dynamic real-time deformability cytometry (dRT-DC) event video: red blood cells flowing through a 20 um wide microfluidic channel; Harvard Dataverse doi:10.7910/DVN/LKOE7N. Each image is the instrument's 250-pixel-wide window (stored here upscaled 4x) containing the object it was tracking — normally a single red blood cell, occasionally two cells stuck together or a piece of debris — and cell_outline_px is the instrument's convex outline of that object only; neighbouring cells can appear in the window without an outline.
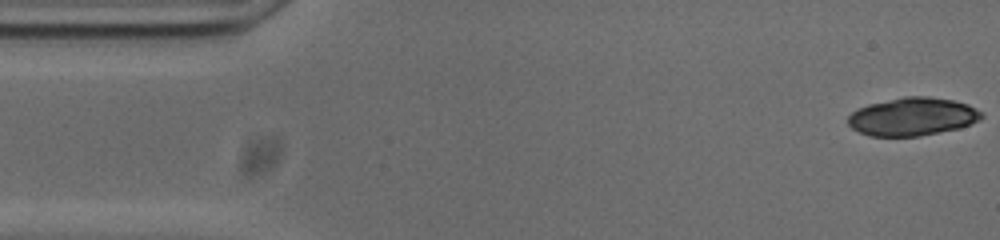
{"species": "common noctule bat (a hibernating species)", "species_latin": "Nyctalus noctula", "temperature_condition": "cold", "stored_images_in_passage": 52, "camera_frame_rate_fps": 3000, "um_per_image_px": 0.085, "animal": {"sex": "male", "body_mass_g": 20.0, "forearm_length_mm": 53.3}, "frame": {"image": 1, "passage_image": 1, "time_ms": 0.0, "image_size_px": [1000, 240], "cell_outline_px": [[984, 116], [980, 120], [972, 124], [960, 128], [920, 136], [868, 136], [852, 128], [848, 124], [848, 116], [852, 112], [868, 104], [908, 96], [924, 96], [952, 100], [968, 104], [980, 112]], "centroid_in_image_um": [77.57, 9.93], "position_along_channel_um": 7.4, "area_um2": 29.48}}
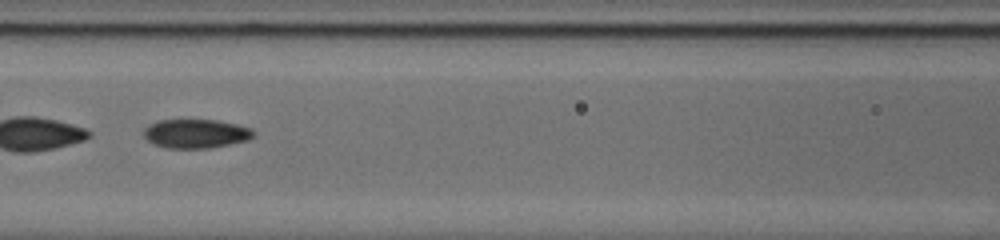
{"frame": {"image": 2, "passage_image": 22, "time_ms": 7.0, "image_size_px": [1000, 240], "cell_outline_px": [[256, 132], [248, 140], [208, 148], [164, 148], [152, 144], [144, 136], [144, 128], [148, 124], [160, 120], [216, 120], [236, 124], [252, 128]], "centroid_in_image_um": [16.62, 11.36], "position_along_channel_um": 150.0, "area_um2": 18.55}, "authors_computed_cell_mechanics": {"area_um2": 19.5075, "velocity_mm_per_s": 3.7423, "shape_relaxation_time_tau1_ms": 10.4879, "shape_relaxation_time_tau2_ms": 1.646, "deformation_change_tau1": 0.2135, "deformation_change_tau2": 0.0669}}